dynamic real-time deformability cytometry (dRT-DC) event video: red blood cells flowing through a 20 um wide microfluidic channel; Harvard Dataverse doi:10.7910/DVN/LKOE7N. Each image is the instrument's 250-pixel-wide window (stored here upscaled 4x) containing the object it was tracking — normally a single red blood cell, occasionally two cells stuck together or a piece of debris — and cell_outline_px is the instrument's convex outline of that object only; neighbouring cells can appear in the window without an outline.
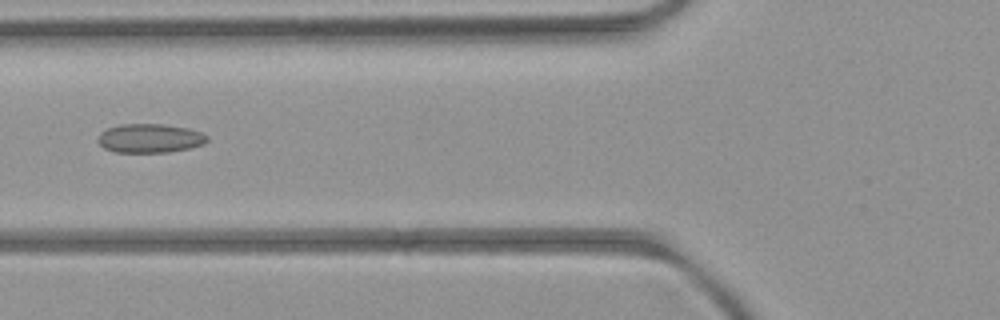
{"species": "common noctule bat (a hibernating species)", "species_latin": "Nyctalus noctula", "temperature_condition": "room temperature", "stored_images_in_passage": 5, "camera_frame_rate_fps": 3000, "um_per_image_px": 0.085, "animal": {"sex": "female", "body_mass_g": 21.9}, "frame": {"image": 1, "passage_image": 5, "time_ms": 4.667, "image_size_px": [1000, 320], "cell_outline_px": [[208, 140], [204, 144], [188, 148], [168, 152], [116, 152], [104, 148], [96, 140], [100, 132], [108, 128], [120, 124], [164, 124], [188, 128], [200, 132], [208, 136]], "centroid_in_image_um": [12.72, 11.75], "position_along_channel_um": 113.1, "area_um2": 18.44}}